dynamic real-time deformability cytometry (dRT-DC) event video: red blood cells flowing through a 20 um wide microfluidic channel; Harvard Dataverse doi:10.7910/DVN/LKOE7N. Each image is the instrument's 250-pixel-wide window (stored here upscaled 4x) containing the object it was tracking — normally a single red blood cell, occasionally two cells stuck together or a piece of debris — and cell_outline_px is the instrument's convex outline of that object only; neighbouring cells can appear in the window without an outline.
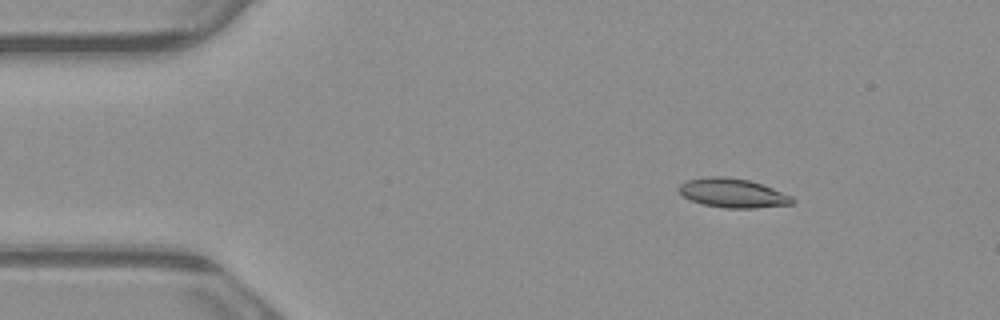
{"species": "common noctule bat (a hibernating species)", "species_latin": "Nyctalus noctula", "temperature_condition": "warm", "stored_images_in_passage": 4, "camera_frame_rate_fps": 3000, "um_per_image_px": 0.085, "animal": {"sex": "male", "body_mass_g": 23.1, "forearm_length_mm": 52.7}, "frame": {"image": 1, "passage_image": 2, "time_ms": 0.333, "image_size_px": [1000, 320], "cell_outline_px": [[796, 200], [792, 204], [756, 208], [724, 208], [704, 204], [692, 200], [684, 196], [676, 188], [680, 184], [688, 180], [708, 176], [724, 176], [748, 180], [772, 188], [792, 196]], "centroid_in_image_um": [62.29, 16.41], "position_along_channel_um": 22.7, "area_um2": 19.13}}